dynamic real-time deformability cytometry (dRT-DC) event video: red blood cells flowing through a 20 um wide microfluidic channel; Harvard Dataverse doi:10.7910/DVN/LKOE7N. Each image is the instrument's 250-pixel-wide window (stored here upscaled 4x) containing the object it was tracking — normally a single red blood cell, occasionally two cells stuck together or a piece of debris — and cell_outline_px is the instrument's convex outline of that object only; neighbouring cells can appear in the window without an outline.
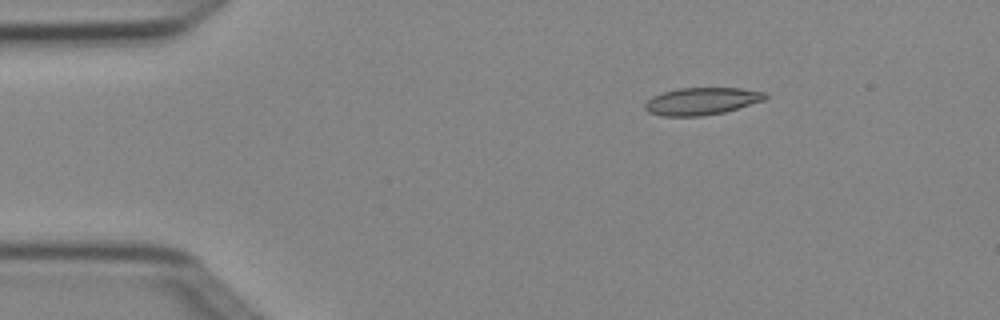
{"species": "Egyptian fruit bat (a non-hibernating species)", "species_latin": "Rousettus aegyptiacus", "temperature_condition": "cold", "stored_images_in_passage": 4, "camera_frame_rate_fps": 3000, "um_per_image_px": 0.085, "animal": {"sex": "female"}, "frame": {"image": 1, "passage_image": 2, "time_ms": 0.333, "image_size_px": [1000, 320], "cell_outline_px": [[768, 96], [764, 100], [724, 112], [700, 116], [660, 116], [648, 112], [644, 108], [644, 104], [652, 96], [676, 88], [740, 88], [764, 92]], "centroid_in_image_um": [59.6, 8.6], "position_along_channel_um": 25.4, "area_um2": 19.07}}
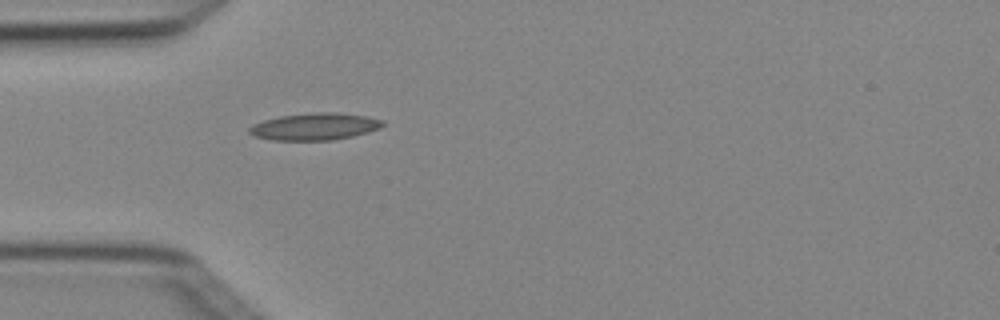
{"frame": {"image": 2, "passage_image": 4, "time_ms": 1.0, "image_size_px": [1000, 320], "cell_outline_px": [[384, 124], [380, 128], [368, 132], [352, 136], [332, 140], [272, 140], [256, 136], [248, 132], [248, 128], [252, 124], [264, 120], [280, 116], [316, 112], [336, 112], [368, 116], [384, 120]], "centroid_in_image_um": [26.77, 10.75], "position_along_channel_um": 58.2, "area_um2": 21.04}}